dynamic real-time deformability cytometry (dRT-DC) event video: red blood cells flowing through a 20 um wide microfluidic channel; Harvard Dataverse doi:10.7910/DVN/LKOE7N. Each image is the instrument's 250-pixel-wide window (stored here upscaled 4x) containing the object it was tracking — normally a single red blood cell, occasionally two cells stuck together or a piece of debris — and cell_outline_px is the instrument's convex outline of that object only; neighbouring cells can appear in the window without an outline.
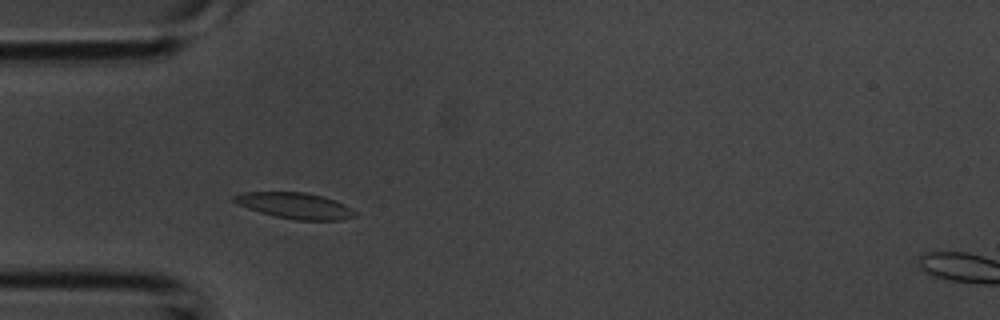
{"species": "common noctule bat (a hibernating species)", "species_latin": "Nyctalus noctula", "temperature_condition": "room temperature", "stored_images_in_passage": 35, "camera_frame_rate_fps": 3000, "um_per_image_px": 0.085, "animal": {"sex": "male", "body_mass_g": 20.1, "forearm_length_mm": 53.5}, "frame": {"image": 1, "passage_image": 8, "time_ms": 2.333, "image_size_px": [1000, 320], "cell_outline_px": [[356, 216], [340, 220], [296, 220], [276, 216], [260, 212], [248, 208], [232, 200], [232, 196], [244, 192], [304, 192], [324, 196], [336, 200], [352, 208], [356, 212]], "centroid_in_image_um": [25.12, 17.47], "position_along_channel_um": 59.9, "area_um2": 18.26}}
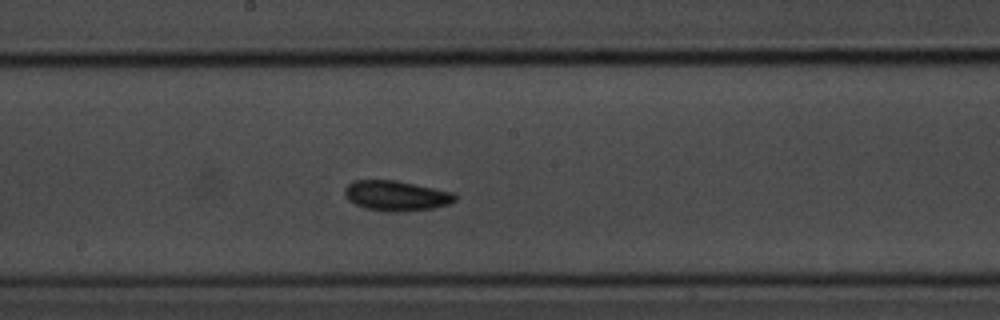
{"frame": {"image": 2, "passage_image": 18, "time_ms": 5.667, "image_size_px": [1000, 320], "cell_outline_px": [[456, 200], [448, 204], [432, 208], [408, 212], [392, 212], [364, 208], [348, 200], [344, 192], [344, 188], [352, 180], [396, 180], [416, 184], [452, 192], [456, 196]], "centroid_in_image_um": [33.66, 16.64], "position_along_channel_um": 214.5, "area_um2": 19.48}}
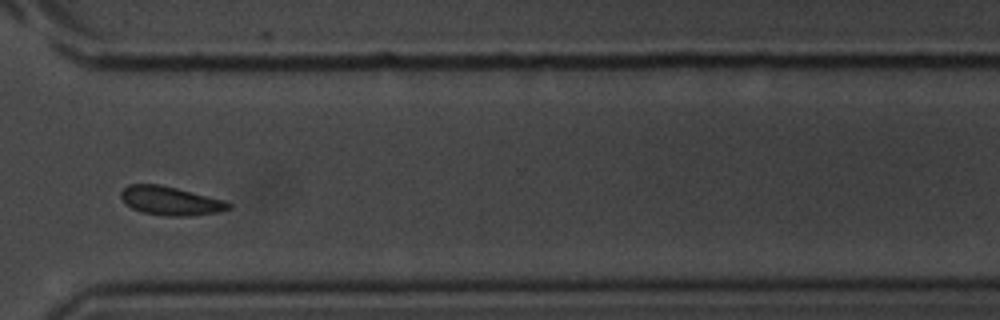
{"frame": {"image": 3, "passage_image": 27, "time_ms": 8.667, "image_size_px": [1000, 320], "cell_outline_px": [[232, 208], [216, 212], [188, 216], [168, 216], [140, 212], [124, 204], [120, 196], [120, 192], [128, 184], [160, 184], [224, 200], [232, 204]], "centroid_in_image_um": [14.45, 17.07], "position_along_channel_um": 356.2, "area_um2": 18.03}}